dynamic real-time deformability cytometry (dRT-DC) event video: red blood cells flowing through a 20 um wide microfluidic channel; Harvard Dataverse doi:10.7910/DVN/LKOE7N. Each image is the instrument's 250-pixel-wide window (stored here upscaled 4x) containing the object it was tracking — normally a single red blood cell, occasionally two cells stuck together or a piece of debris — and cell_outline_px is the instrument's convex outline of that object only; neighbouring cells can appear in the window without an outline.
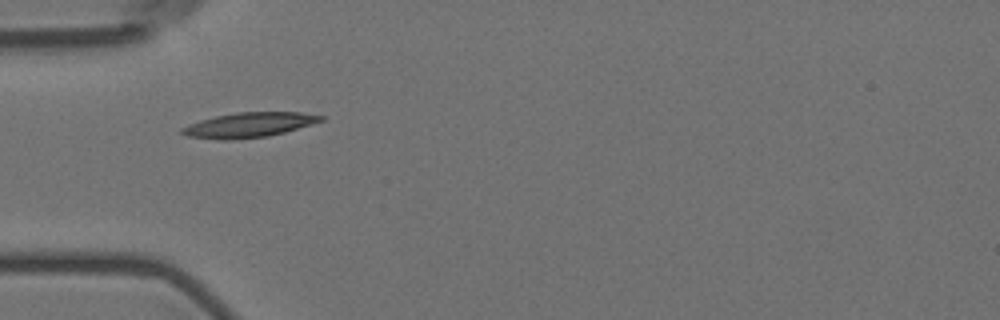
{"species": "Egyptian fruit bat (a non-hibernating species)", "species_latin": "Rousettus aegyptiacus", "temperature_condition": "room temperature", "stored_images_in_passage": 15, "camera_frame_rate_fps": 3000, "um_per_image_px": 0.085, "animal": {"sex": "female"}, "frame": {"image": 1, "passage_image": 5, "time_ms": 5.333, "image_size_px": [1000, 320], "cell_outline_px": [[324, 120], [312, 124], [284, 132], [268, 136], [232, 140], [220, 140], [188, 136], [180, 132], [180, 128], [188, 124], [200, 120], [216, 116], [236, 112], [300, 112], [324, 116]], "centroid_in_image_um": [21.14, 10.62], "position_along_channel_um": 63.9, "area_um2": 20.11}}
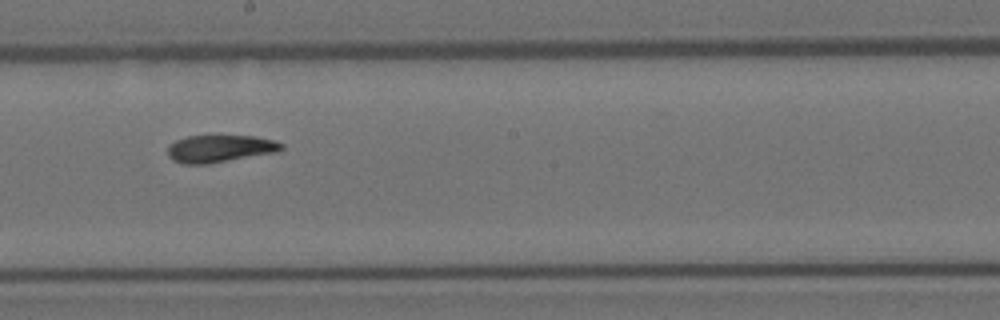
{"frame": {"image": 2, "passage_image": 9, "time_ms": 10.0, "image_size_px": [1000, 320], "cell_outline_px": [[284, 148], [276, 152], [208, 164], [184, 164], [172, 160], [168, 156], [168, 144], [176, 140], [188, 136], [252, 136], [276, 140], [284, 144]], "centroid_in_image_um": [18.68, 12.63], "position_along_channel_um": 229.5, "area_um2": 18.15}}
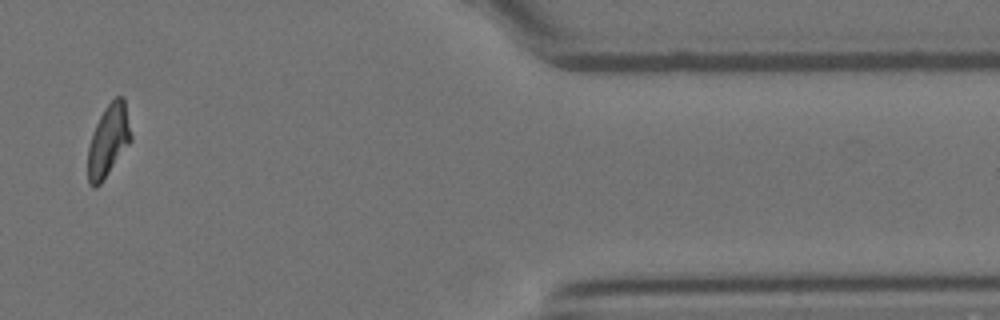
{"frame": {"image": 3, "passage_image": 14, "time_ms": 16.0, "image_size_px": [1000, 320], "cell_outline_px": [[132, 140], [100, 184], [96, 188], [92, 188], [88, 184], [88, 148], [92, 132], [104, 108], [116, 96], [124, 96], [132, 136]], "centroid_in_image_um": [9.21, 11.95], "position_along_channel_um": 402.2, "area_um2": 18.09}, "authors_computed_cell_mechanics": {"area_um2": 18.8428, "velocity_mm_per_s": 3.5811, "shape_relaxation_time_tau1_ms": null, "shape_relaxation_time_tau2_ms": 2.0206, "deformation_change_tau1": null, "deformation_change_tau2": 0.0792}}